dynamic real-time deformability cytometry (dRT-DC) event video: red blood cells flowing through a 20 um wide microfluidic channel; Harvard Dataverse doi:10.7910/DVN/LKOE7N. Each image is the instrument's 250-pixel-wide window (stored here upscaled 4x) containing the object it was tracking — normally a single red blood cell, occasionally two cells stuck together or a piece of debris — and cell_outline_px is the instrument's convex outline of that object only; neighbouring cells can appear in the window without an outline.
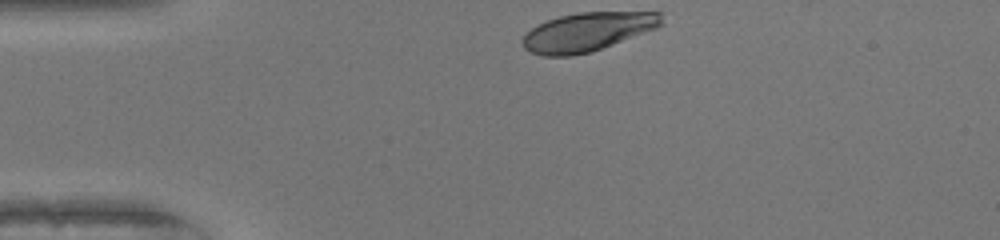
{"species": "human", "species_latin": "Homo sapiens", "temperature_condition": "warm", "stored_images_in_passage": 31, "camera_frame_rate_fps": 3000, "um_per_image_px": 0.085, "donor": {"sex": "female"}, "frame": {"image": 1, "passage_image": 1, "time_ms": 0.0, "image_size_px": [1000, 240], "cell_outline_px": [[664, 24], [656, 28], [612, 44], [588, 52], [572, 56], [540, 56], [524, 48], [520, 40], [532, 28], [548, 20], [560, 16], [576, 12], [664, 12]], "centroid_in_image_um": [49.95, 2.69], "position_along_channel_um": 35.0, "area_um2": 31.21}}
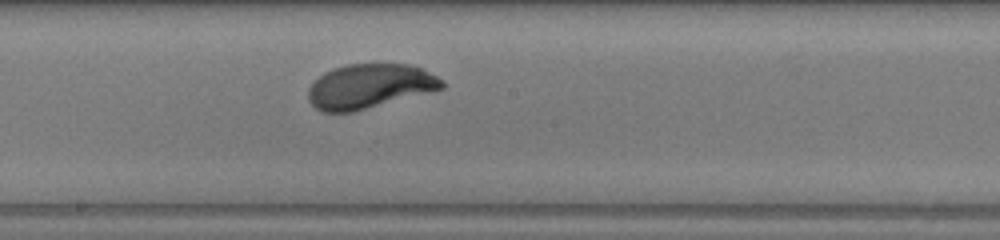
{"frame": {"image": 2, "passage_image": 18, "time_ms": 5.667, "image_size_px": [1000, 240], "cell_outline_px": [[444, 88], [432, 92], [352, 112], [320, 112], [308, 100], [308, 88], [324, 72], [332, 68], [348, 64], [408, 64], [420, 68], [444, 80]], "centroid_in_image_um": [31.41, 7.34], "position_along_channel_um": 216.8, "area_um2": 34.62}}
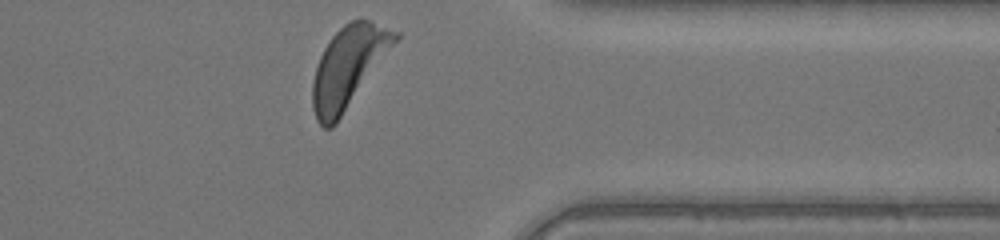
{"frame": {"image": 3, "passage_image": 31, "time_ms": 10.0, "image_size_px": [1000, 240], "cell_outline_px": [[400, 36], [336, 124], [332, 128], [324, 128], [316, 120], [312, 108], [312, 84], [316, 68], [320, 56], [324, 48], [332, 36], [344, 24], [352, 20], [368, 20], [400, 32]], "centroid_in_image_um": [29.59, 5.71], "position_along_channel_um": 381.8, "area_um2": 38.38}, "authors_computed_cell_mechanics": {"area_um2": 34.68, "velocity_mm_per_s": 4.0484, "shape_relaxation_time_tau1_ms": 1.9928, "shape_relaxation_time_tau2_ms": null, "deformation_change_tau1": 0.1494, "deformation_change_tau2": null}}